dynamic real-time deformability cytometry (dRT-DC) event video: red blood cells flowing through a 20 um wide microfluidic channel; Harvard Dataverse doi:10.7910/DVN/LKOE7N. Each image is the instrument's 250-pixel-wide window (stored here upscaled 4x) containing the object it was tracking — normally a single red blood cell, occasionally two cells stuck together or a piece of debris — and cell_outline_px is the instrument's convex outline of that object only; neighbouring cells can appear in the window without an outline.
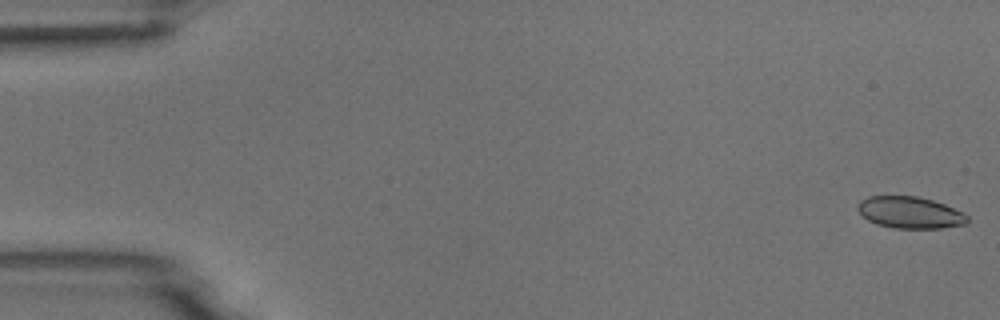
{"species": "common noctule bat (a hibernating species)", "species_latin": "Nyctalus noctula", "temperature_condition": "room temperature", "stored_images_in_passage": 7, "camera_frame_rate_fps": 3000, "um_per_image_px": 0.085, "animal": {"sex": "male", "body_mass_g": 18.8}, "frame": {"image": 1, "passage_image": 1, "time_ms": 0.0, "image_size_px": [1000, 320], "cell_outline_px": [[968, 224], [940, 228], [892, 228], [876, 224], [868, 220], [856, 208], [856, 204], [860, 200], [868, 196], [916, 196], [932, 200], [944, 204], [964, 212], [968, 216]], "centroid_in_image_um": [77.35, 18.06], "position_along_channel_um": 7.7, "area_um2": 20.4}}
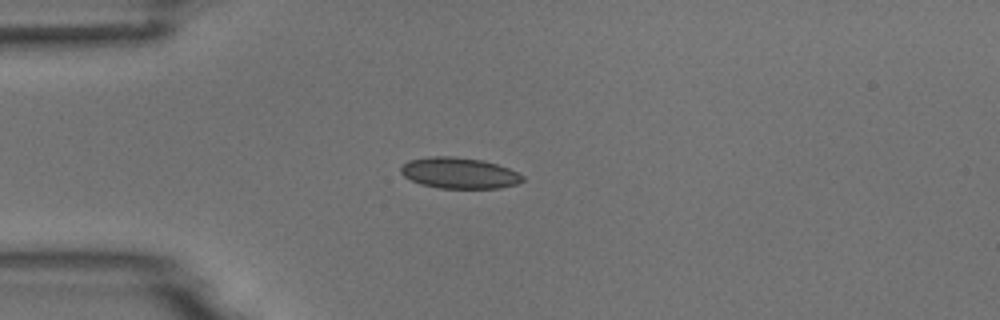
{"frame": {"image": 2, "passage_image": 4, "time_ms": 4.333, "image_size_px": [1000, 320], "cell_outline_px": [[524, 180], [516, 184], [500, 188], [440, 188], [420, 184], [404, 176], [400, 172], [400, 168], [408, 160], [432, 156], [452, 156], [484, 160], [508, 168], [524, 176]], "centroid_in_image_um": [39.03, 14.7], "position_along_channel_um": 46.0, "area_um2": 21.96}}